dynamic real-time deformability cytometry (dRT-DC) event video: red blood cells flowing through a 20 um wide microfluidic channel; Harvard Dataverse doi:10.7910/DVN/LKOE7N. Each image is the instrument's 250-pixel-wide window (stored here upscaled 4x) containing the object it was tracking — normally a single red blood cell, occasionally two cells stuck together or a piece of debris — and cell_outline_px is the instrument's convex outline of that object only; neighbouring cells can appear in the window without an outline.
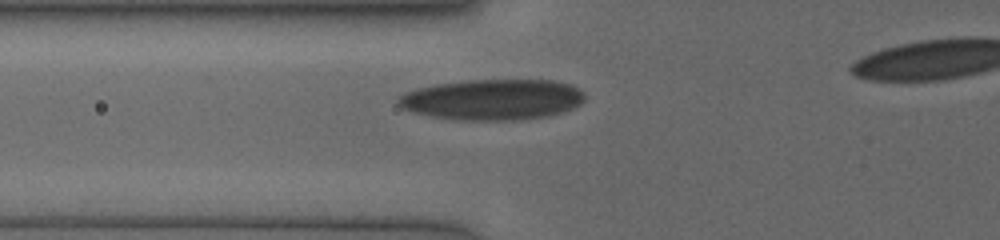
{"species": "human", "species_latin": "Homo sapiens", "temperature_condition": "cold", "stored_images_in_passage": 23, "camera_frame_rate_fps": 3000, "um_per_image_px": 0.085, "donor": {"sex": "female"}, "frame": {"image": 1, "passage_image": 2, "time_ms": 0.667, "image_size_px": [1000, 240], "cell_outline_px": [[584, 100], [580, 104], [572, 108], [548, 116], [520, 120], [456, 120], [432, 116], [416, 112], [404, 108], [396, 100], [404, 92], [416, 88], [436, 84], [464, 80], [556, 80], [572, 84], [584, 96]], "centroid_in_image_um": [41.87, 8.45], "position_along_channel_um": 83.9, "area_um2": 44.22}}
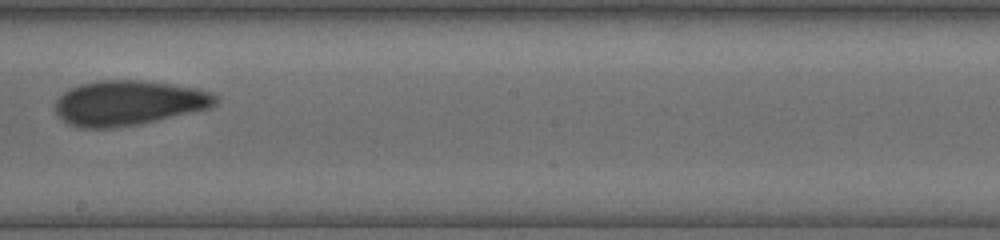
{"frame": {"image": 2, "passage_image": 8, "time_ms": 4.333, "image_size_px": [1000, 240], "cell_outline_px": [[220, 96], [216, 104], [208, 108], [136, 124], [112, 128], [80, 128], [68, 124], [56, 112], [56, 100], [68, 88], [80, 84], [96, 80], [144, 80], [200, 88], [212, 92]], "centroid_in_image_um": [10.93, 8.72], "position_along_channel_um": 237.3, "area_um2": 41.91}}
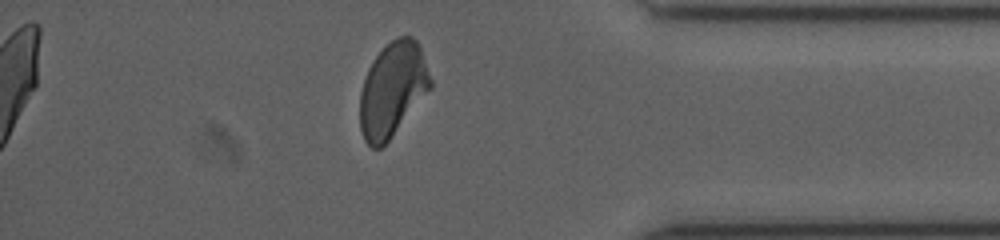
{"frame": {"image": 3, "passage_image": 20, "time_ms": 8.667, "image_size_px": [1000, 240], "cell_outline_px": [[432, 88], [388, 140], [380, 148], [372, 148], [364, 140], [360, 128], [360, 92], [368, 68], [376, 56], [392, 40], [400, 36], [412, 36], [416, 40], [420, 48], [432, 80]], "centroid_in_image_um": [33.37, 7.61], "position_along_channel_um": 401.8, "area_um2": 38.32}}